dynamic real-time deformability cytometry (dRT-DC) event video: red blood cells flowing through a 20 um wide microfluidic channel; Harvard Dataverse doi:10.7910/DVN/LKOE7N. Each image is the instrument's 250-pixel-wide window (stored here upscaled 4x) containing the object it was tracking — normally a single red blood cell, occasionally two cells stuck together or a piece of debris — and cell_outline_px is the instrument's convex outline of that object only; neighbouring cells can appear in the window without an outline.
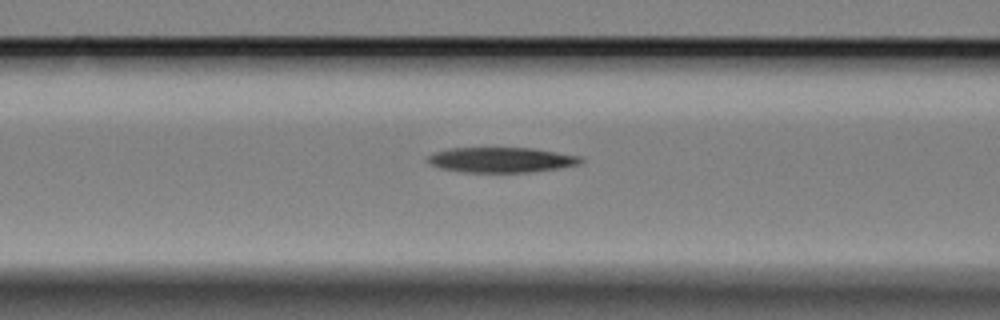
{"species": "Egyptian fruit bat (a non-hibernating species)", "species_latin": "Rousettus aegyptiacus", "temperature_condition": "cold", "stored_images_in_passage": 42, "camera_frame_rate_fps": 3000, "um_per_image_px": 0.085, "animal": {"sex": "female"}, "frame": {"image": 1, "passage_image": 17, "time_ms": 5.333, "image_size_px": [1000, 320], "cell_outline_px": [[584, 160], [580, 164], [556, 168], [528, 172], [464, 172], [440, 168], [432, 164], [428, 160], [428, 156], [436, 152], [448, 148], [532, 148], [580, 156]], "centroid_in_image_um": [42.61, 13.58], "position_along_channel_um": 124.0, "area_um2": 22.14}}
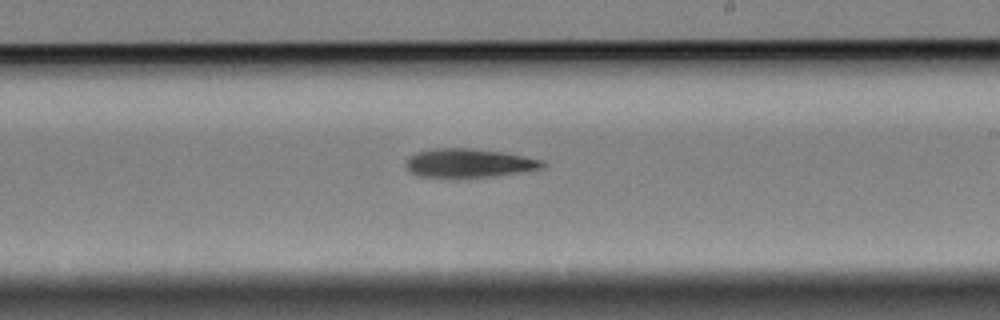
{"frame": {"image": 2, "passage_image": 28, "time_ms": 9.0, "image_size_px": [1000, 320], "cell_outline_px": [[544, 168], [492, 176], [416, 176], [404, 164], [416, 152], [436, 148], [468, 148], [500, 152], [544, 160]], "centroid_in_image_um": [39.86, 13.84], "position_along_channel_um": 249.1, "area_um2": 22.14}}
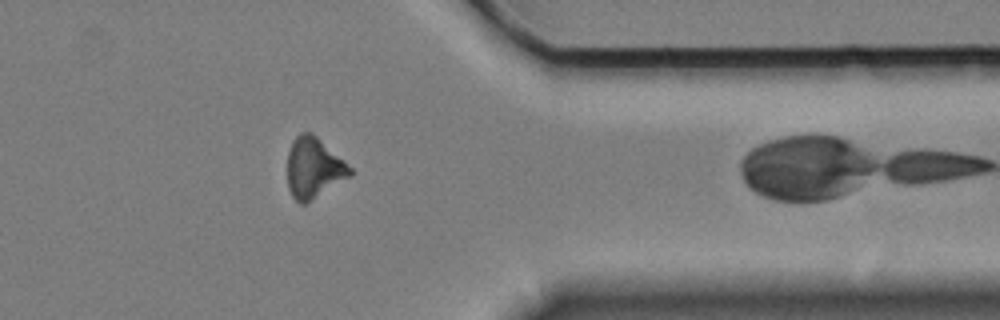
{"frame": {"image": 3, "passage_image": 41, "time_ms": 13.333, "image_size_px": [1000, 320], "cell_outline_px": [[352, 176], [304, 204], [300, 204], [292, 196], [288, 188], [288, 152], [292, 140], [300, 132], [312, 132], [344, 160], [352, 168]], "centroid_in_image_um": [26.67, 14.26], "position_along_channel_um": 384.7, "area_um2": 22.14}}